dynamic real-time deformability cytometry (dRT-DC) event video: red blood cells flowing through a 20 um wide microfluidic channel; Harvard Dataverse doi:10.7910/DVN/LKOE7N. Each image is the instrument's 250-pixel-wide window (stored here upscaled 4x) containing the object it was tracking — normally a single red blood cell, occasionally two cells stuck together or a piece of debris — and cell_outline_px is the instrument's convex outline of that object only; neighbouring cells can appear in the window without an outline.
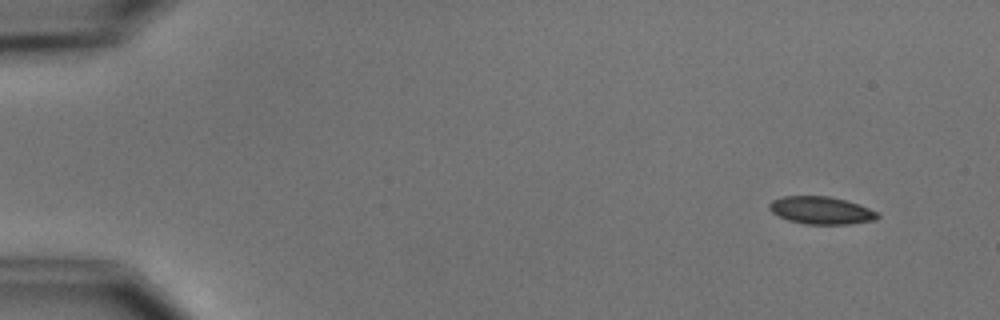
{"species": "common noctule bat (a hibernating species)", "species_latin": "Nyctalus noctula", "temperature_condition": "cold", "stored_images_in_passage": 6, "camera_frame_rate_fps": 3000, "um_per_image_px": 0.085, "animal": {"sex": "male", "body_mass_g": 15.6}, "frame": {"image": 1, "passage_image": 1, "time_ms": 0.0, "image_size_px": [1000, 320], "cell_outline_px": [[880, 216], [876, 220], [852, 224], [804, 224], [788, 220], [772, 212], [768, 208], [768, 204], [772, 200], [784, 196], [828, 196], [844, 200], [868, 208], [876, 212]], "centroid_in_image_um": [69.78, 17.89], "position_along_channel_um": 15.2, "area_um2": 17.28}}
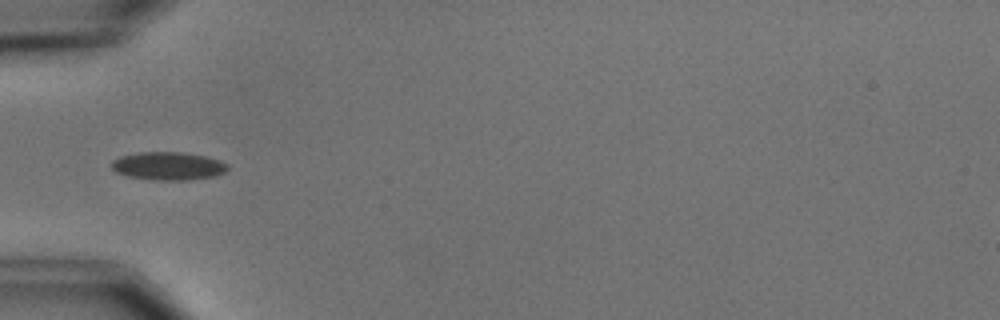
{"frame": {"image": 2, "passage_image": 5, "time_ms": 4.667, "image_size_px": [1000, 320], "cell_outline_px": [[228, 168], [224, 172], [216, 176], [188, 180], [152, 180], [128, 176], [116, 172], [112, 168], [112, 160], [120, 156], [140, 152], [180, 152], [204, 156], [220, 160], [228, 164]], "centroid_in_image_um": [14.3, 14.11], "position_along_channel_um": 70.7, "area_um2": 19.02}}